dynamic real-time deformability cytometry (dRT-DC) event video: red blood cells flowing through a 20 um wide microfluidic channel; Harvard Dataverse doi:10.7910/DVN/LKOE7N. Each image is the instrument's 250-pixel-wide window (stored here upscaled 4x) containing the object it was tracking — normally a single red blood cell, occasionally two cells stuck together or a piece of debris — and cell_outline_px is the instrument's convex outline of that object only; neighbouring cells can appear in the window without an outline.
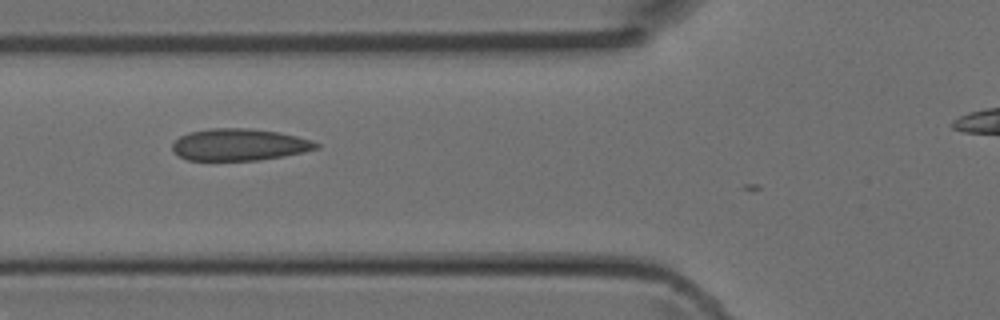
{"species": "Egyptian fruit bat (a non-hibernating species)", "species_latin": "Rousettus aegyptiacus", "temperature_condition": "room temperature", "stored_images_in_passage": 7, "camera_frame_rate_fps": 3000, "um_per_image_px": 0.085, "animal": {"sex": "female"}, "frame": {"image": 1, "passage_image": 5, "time_ms": 1.333, "image_size_px": [1000, 320], "cell_outline_px": [[320, 148], [304, 152], [284, 156], [260, 160], [188, 160], [180, 156], [172, 148], [172, 144], [180, 136], [188, 132], [212, 128], [248, 128], [276, 132], [296, 136], [312, 140], [320, 144]], "centroid_in_image_um": [20.37, 12.3], "position_along_channel_um": 105.4, "area_um2": 26.65}}